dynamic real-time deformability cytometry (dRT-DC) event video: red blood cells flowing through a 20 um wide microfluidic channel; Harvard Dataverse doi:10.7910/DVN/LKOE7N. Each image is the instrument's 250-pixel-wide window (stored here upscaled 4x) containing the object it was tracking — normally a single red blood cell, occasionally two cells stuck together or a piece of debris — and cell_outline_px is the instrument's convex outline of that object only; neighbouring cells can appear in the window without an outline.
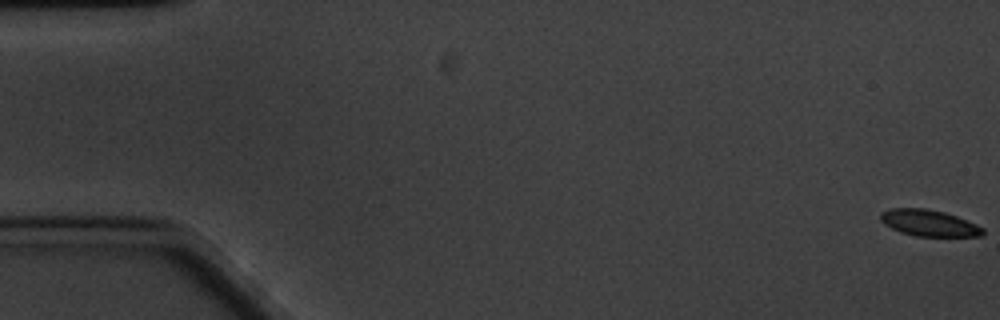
{"species": "common noctule bat (a hibernating species)", "species_latin": "Nyctalus noctula", "temperature_condition": "cold", "stored_images_in_passage": 63, "camera_frame_rate_fps": 3000, "um_per_image_px": 0.085, "animal": {"sex": "male", "body_mass_g": 20.1, "forearm_length_mm": 53.5}, "frame": {"image": 1, "passage_image": 1, "time_ms": 0.0, "image_size_px": [1000, 320], "cell_outline_px": [[984, 236], [916, 236], [900, 232], [884, 224], [880, 220], [880, 212], [892, 208], [924, 208], [944, 212], [956, 216], [976, 224], [984, 228]], "centroid_in_image_um": [78.95, 18.95], "position_along_channel_um": 6.0, "area_um2": 15.72}}
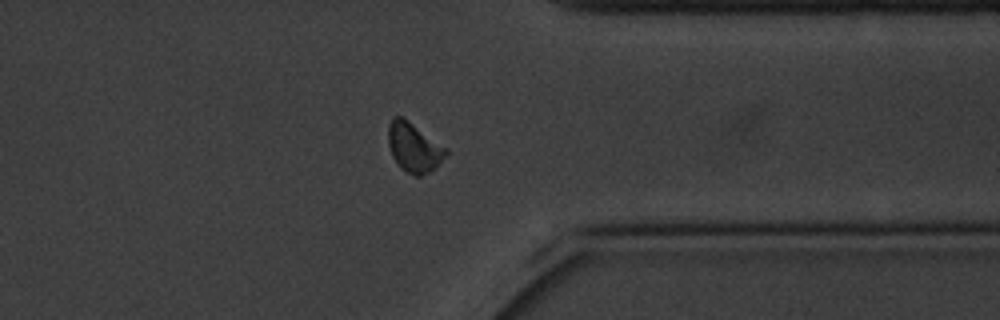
{"frame": {"image": 2, "passage_image": 49, "time_ms": 16.0, "image_size_px": [1000, 320], "cell_outline_px": [[448, 152], [436, 168], [420, 176], [416, 176], [404, 172], [396, 164], [392, 156], [388, 144], [388, 124], [392, 116], [400, 116], [408, 120], [448, 148]], "centroid_in_image_um": [35.17, 12.53], "position_along_channel_um": 376.2, "area_um2": 16.88}}
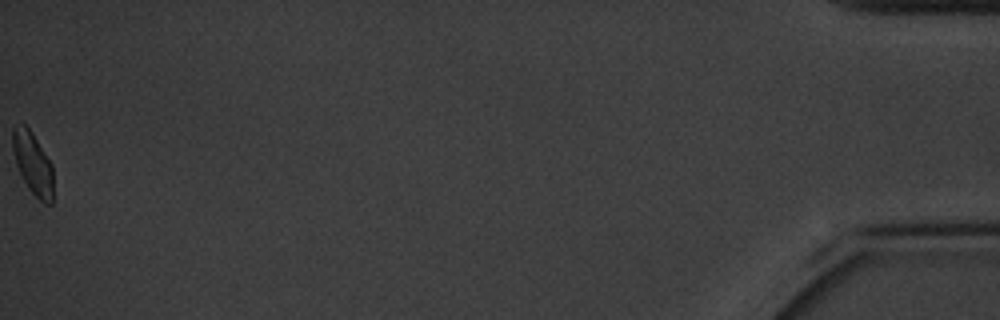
{"frame": {"image": 3, "passage_image": 63, "time_ms": 20.667, "image_size_px": [1000, 320], "cell_outline_px": [[52, 204], [44, 204], [28, 188], [16, 164], [12, 148], [12, 128], [24, 124], [32, 132], [52, 164]], "centroid_in_image_um": [2.79, 13.89], "position_along_channel_um": 432.4, "area_um2": 14.51}, "authors_computed_cell_mechanics": {"area_um2": 16.2418, "velocity_mm_per_s": 3.2406, "shape_relaxation_time_tau1_ms": null, "shape_relaxation_time_tau2_ms": 2.9328, "deformation_change_tau1": null, "deformation_change_tau2": 0.0571}}